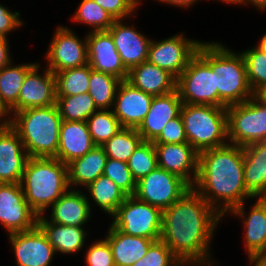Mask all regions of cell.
I'll use <instances>...</instances> for the list:
<instances>
[{
    "mask_svg": "<svg viewBox=\"0 0 266 266\" xmlns=\"http://www.w3.org/2000/svg\"><path fill=\"white\" fill-rule=\"evenodd\" d=\"M221 220L223 217L191 188L163 210L160 240L183 266L221 265L211 250Z\"/></svg>",
    "mask_w": 266,
    "mask_h": 266,
    "instance_id": "obj_1",
    "label": "cell"
},
{
    "mask_svg": "<svg viewBox=\"0 0 266 266\" xmlns=\"http://www.w3.org/2000/svg\"><path fill=\"white\" fill-rule=\"evenodd\" d=\"M243 147L226 144L198 153V175L192 187L223 218L255 197L244 183Z\"/></svg>",
    "mask_w": 266,
    "mask_h": 266,
    "instance_id": "obj_2",
    "label": "cell"
},
{
    "mask_svg": "<svg viewBox=\"0 0 266 266\" xmlns=\"http://www.w3.org/2000/svg\"><path fill=\"white\" fill-rule=\"evenodd\" d=\"M196 54L215 72L218 107L243 103L254 96L240 51L212 40L203 41Z\"/></svg>",
    "mask_w": 266,
    "mask_h": 266,
    "instance_id": "obj_3",
    "label": "cell"
},
{
    "mask_svg": "<svg viewBox=\"0 0 266 266\" xmlns=\"http://www.w3.org/2000/svg\"><path fill=\"white\" fill-rule=\"evenodd\" d=\"M20 184L31 209L44 215L70 189L67 164L57 158L29 157Z\"/></svg>",
    "mask_w": 266,
    "mask_h": 266,
    "instance_id": "obj_4",
    "label": "cell"
},
{
    "mask_svg": "<svg viewBox=\"0 0 266 266\" xmlns=\"http://www.w3.org/2000/svg\"><path fill=\"white\" fill-rule=\"evenodd\" d=\"M61 122L55 104L13 112L10 126L18 133L29 157L55 158Z\"/></svg>",
    "mask_w": 266,
    "mask_h": 266,
    "instance_id": "obj_5",
    "label": "cell"
},
{
    "mask_svg": "<svg viewBox=\"0 0 266 266\" xmlns=\"http://www.w3.org/2000/svg\"><path fill=\"white\" fill-rule=\"evenodd\" d=\"M180 115L188 143L198 153L229 143L226 107L183 103Z\"/></svg>",
    "mask_w": 266,
    "mask_h": 266,
    "instance_id": "obj_6",
    "label": "cell"
},
{
    "mask_svg": "<svg viewBox=\"0 0 266 266\" xmlns=\"http://www.w3.org/2000/svg\"><path fill=\"white\" fill-rule=\"evenodd\" d=\"M228 142L241 147L266 140V105L255 96L226 107Z\"/></svg>",
    "mask_w": 266,
    "mask_h": 266,
    "instance_id": "obj_7",
    "label": "cell"
},
{
    "mask_svg": "<svg viewBox=\"0 0 266 266\" xmlns=\"http://www.w3.org/2000/svg\"><path fill=\"white\" fill-rule=\"evenodd\" d=\"M110 224L124 234L160 240L163 211L135 196H127L111 217Z\"/></svg>",
    "mask_w": 266,
    "mask_h": 266,
    "instance_id": "obj_8",
    "label": "cell"
},
{
    "mask_svg": "<svg viewBox=\"0 0 266 266\" xmlns=\"http://www.w3.org/2000/svg\"><path fill=\"white\" fill-rule=\"evenodd\" d=\"M183 103L218 106L215 72L196 54L176 79Z\"/></svg>",
    "mask_w": 266,
    "mask_h": 266,
    "instance_id": "obj_9",
    "label": "cell"
},
{
    "mask_svg": "<svg viewBox=\"0 0 266 266\" xmlns=\"http://www.w3.org/2000/svg\"><path fill=\"white\" fill-rule=\"evenodd\" d=\"M187 36L178 32L159 41L151 39L147 61L167 70L177 79L203 42V40L193 39V37L191 39Z\"/></svg>",
    "mask_w": 266,
    "mask_h": 266,
    "instance_id": "obj_10",
    "label": "cell"
},
{
    "mask_svg": "<svg viewBox=\"0 0 266 266\" xmlns=\"http://www.w3.org/2000/svg\"><path fill=\"white\" fill-rule=\"evenodd\" d=\"M52 36L44 59L54 74L88 64L86 34L81 38L75 30L60 24Z\"/></svg>",
    "mask_w": 266,
    "mask_h": 266,
    "instance_id": "obj_11",
    "label": "cell"
},
{
    "mask_svg": "<svg viewBox=\"0 0 266 266\" xmlns=\"http://www.w3.org/2000/svg\"><path fill=\"white\" fill-rule=\"evenodd\" d=\"M191 187L180 177L157 167L136 182L134 196L162 211L179 200Z\"/></svg>",
    "mask_w": 266,
    "mask_h": 266,
    "instance_id": "obj_12",
    "label": "cell"
},
{
    "mask_svg": "<svg viewBox=\"0 0 266 266\" xmlns=\"http://www.w3.org/2000/svg\"><path fill=\"white\" fill-rule=\"evenodd\" d=\"M246 202L232 209L228 215L240 219L243 226L242 244L248 259L266 257V197H255L250 211L246 212Z\"/></svg>",
    "mask_w": 266,
    "mask_h": 266,
    "instance_id": "obj_13",
    "label": "cell"
},
{
    "mask_svg": "<svg viewBox=\"0 0 266 266\" xmlns=\"http://www.w3.org/2000/svg\"><path fill=\"white\" fill-rule=\"evenodd\" d=\"M37 218L20 183H0V224L7 235L32 230L37 226Z\"/></svg>",
    "mask_w": 266,
    "mask_h": 266,
    "instance_id": "obj_14",
    "label": "cell"
},
{
    "mask_svg": "<svg viewBox=\"0 0 266 266\" xmlns=\"http://www.w3.org/2000/svg\"><path fill=\"white\" fill-rule=\"evenodd\" d=\"M38 62L25 76L20 89L17 104L9 111L13 112L28 108L48 107L56 104V76L46 66L41 68ZM43 69V70H42Z\"/></svg>",
    "mask_w": 266,
    "mask_h": 266,
    "instance_id": "obj_15",
    "label": "cell"
},
{
    "mask_svg": "<svg viewBox=\"0 0 266 266\" xmlns=\"http://www.w3.org/2000/svg\"><path fill=\"white\" fill-rule=\"evenodd\" d=\"M16 266H51L57 255L43 231L32 230L7 235Z\"/></svg>",
    "mask_w": 266,
    "mask_h": 266,
    "instance_id": "obj_16",
    "label": "cell"
},
{
    "mask_svg": "<svg viewBox=\"0 0 266 266\" xmlns=\"http://www.w3.org/2000/svg\"><path fill=\"white\" fill-rule=\"evenodd\" d=\"M86 42L88 64L92 70L127 80L129 70L124 66L108 31L88 32Z\"/></svg>",
    "mask_w": 266,
    "mask_h": 266,
    "instance_id": "obj_17",
    "label": "cell"
},
{
    "mask_svg": "<svg viewBox=\"0 0 266 266\" xmlns=\"http://www.w3.org/2000/svg\"><path fill=\"white\" fill-rule=\"evenodd\" d=\"M158 167L165 169L191 188L198 175V152L189 143H154Z\"/></svg>",
    "mask_w": 266,
    "mask_h": 266,
    "instance_id": "obj_18",
    "label": "cell"
},
{
    "mask_svg": "<svg viewBox=\"0 0 266 266\" xmlns=\"http://www.w3.org/2000/svg\"><path fill=\"white\" fill-rule=\"evenodd\" d=\"M124 21L127 20H115L107 31L113 38L124 66L130 70L148 59L151 38L136 30L134 23L129 25Z\"/></svg>",
    "mask_w": 266,
    "mask_h": 266,
    "instance_id": "obj_19",
    "label": "cell"
},
{
    "mask_svg": "<svg viewBox=\"0 0 266 266\" xmlns=\"http://www.w3.org/2000/svg\"><path fill=\"white\" fill-rule=\"evenodd\" d=\"M152 99L153 95L122 80L117 88L112 110L122 127L136 129L147 115Z\"/></svg>",
    "mask_w": 266,
    "mask_h": 266,
    "instance_id": "obj_20",
    "label": "cell"
},
{
    "mask_svg": "<svg viewBox=\"0 0 266 266\" xmlns=\"http://www.w3.org/2000/svg\"><path fill=\"white\" fill-rule=\"evenodd\" d=\"M29 159L18 133L0 128V183H20Z\"/></svg>",
    "mask_w": 266,
    "mask_h": 266,
    "instance_id": "obj_21",
    "label": "cell"
},
{
    "mask_svg": "<svg viewBox=\"0 0 266 266\" xmlns=\"http://www.w3.org/2000/svg\"><path fill=\"white\" fill-rule=\"evenodd\" d=\"M182 105L177 89L164 95L153 96L147 115L136 128L143 141L153 142L165 124L180 115Z\"/></svg>",
    "mask_w": 266,
    "mask_h": 266,
    "instance_id": "obj_22",
    "label": "cell"
},
{
    "mask_svg": "<svg viewBox=\"0 0 266 266\" xmlns=\"http://www.w3.org/2000/svg\"><path fill=\"white\" fill-rule=\"evenodd\" d=\"M92 214L84 191L69 189L52 204L44 215H49L47 219L53 223L85 227L87 223L91 222Z\"/></svg>",
    "mask_w": 266,
    "mask_h": 266,
    "instance_id": "obj_23",
    "label": "cell"
},
{
    "mask_svg": "<svg viewBox=\"0 0 266 266\" xmlns=\"http://www.w3.org/2000/svg\"><path fill=\"white\" fill-rule=\"evenodd\" d=\"M37 226L46 235L56 254H79L85 249L89 241L87 240V238L89 239L88 228L86 230V227H73L53 223L45 215L38 216Z\"/></svg>",
    "mask_w": 266,
    "mask_h": 266,
    "instance_id": "obj_24",
    "label": "cell"
},
{
    "mask_svg": "<svg viewBox=\"0 0 266 266\" xmlns=\"http://www.w3.org/2000/svg\"><path fill=\"white\" fill-rule=\"evenodd\" d=\"M94 146L86 121L62 120L55 158L68 164L72 160L84 156Z\"/></svg>",
    "mask_w": 266,
    "mask_h": 266,
    "instance_id": "obj_25",
    "label": "cell"
},
{
    "mask_svg": "<svg viewBox=\"0 0 266 266\" xmlns=\"http://www.w3.org/2000/svg\"><path fill=\"white\" fill-rule=\"evenodd\" d=\"M127 81L153 96L164 95L176 89V78L147 60L129 70Z\"/></svg>",
    "mask_w": 266,
    "mask_h": 266,
    "instance_id": "obj_26",
    "label": "cell"
},
{
    "mask_svg": "<svg viewBox=\"0 0 266 266\" xmlns=\"http://www.w3.org/2000/svg\"><path fill=\"white\" fill-rule=\"evenodd\" d=\"M107 229L104 238L111 247L115 266H132L147 254L155 242L153 239L124 234L112 224Z\"/></svg>",
    "mask_w": 266,
    "mask_h": 266,
    "instance_id": "obj_27",
    "label": "cell"
},
{
    "mask_svg": "<svg viewBox=\"0 0 266 266\" xmlns=\"http://www.w3.org/2000/svg\"><path fill=\"white\" fill-rule=\"evenodd\" d=\"M108 157L102 146L95 145L84 156L67 164L70 189L83 190L103 174ZM77 187V188H76ZM82 187V188H81Z\"/></svg>",
    "mask_w": 266,
    "mask_h": 266,
    "instance_id": "obj_28",
    "label": "cell"
},
{
    "mask_svg": "<svg viewBox=\"0 0 266 266\" xmlns=\"http://www.w3.org/2000/svg\"><path fill=\"white\" fill-rule=\"evenodd\" d=\"M244 183L254 197H266V140L243 147Z\"/></svg>",
    "mask_w": 266,
    "mask_h": 266,
    "instance_id": "obj_29",
    "label": "cell"
},
{
    "mask_svg": "<svg viewBox=\"0 0 266 266\" xmlns=\"http://www.w3.org/2000/svg\"><path fill=\"white\" fill-rule=\"evenodd\" d=\"M83 190L92 213L95 207H99L98 209L109 217L116 213L118 207L127 197L114 181L103 174Z\"/></svg>",
    "mask_w": 266,
    "mask_h": 266,
    "instance_id": "obj_30",
    "label": "cell"
},
{
    "mask_svg": "<svg viewBox=\"0 0 266 266\" xmlns=\"http://www.w3.org/2000/svg\"><path fill=\"white\" fill-rule=\"evenodd\" d=\"M38 62L18 63L14 60L0 70V101L10 111L18 102V96L26 74Z\"/></svg>",
    "mask_w": 266,
    "mask_h": 266,
    "instance_id": "obj_31",
    "label": "cell"
},
{
    "mask_svg": "<svg viewBox=\"0 0 266 266\" xmlns=\"http://www.w3.org/2000/svg\"><path fill=\"white\" fill-rule=\"evenodd\" d=\"M121 81L108 73L94 70L90 72L88 93L97 109L111 110L113 108L117 88Z\"/></svg>",
    "mask_w": 266,
    "mask_h": 266,
    "instance_id": "obj_32",
    "label": "cell"
},
{
    "mask_svg": "<svg viewBox=\"0 0 266 266\" xmlns=\"http://www.w3.org/2000/svg\"><path fill=\"white\" fill-rule=\"evenodd\" d=\"M70 20L74 23L89 26V31H107L114 23L111 15L94 0H80Z\"/></svg>",
    "mask_w": 266,
    "mask_h": 266,
    "instance_id": "obj_33",
    "label": "cell"
},
{
    "mask_svg": "<svg viewBox=\"0 0 266 266\" xmlns=\"http://www.w3.org/2000/svg\"><path fill=\"white\" fill-rule=\"evenodd\" d=\"M56 105L64 121H87L98 110L88 92L73 96H57Z\"/></svg>",
    "mask_w": 266,
    "mask_h": 266,
    "instance_id": "obj_34",
    "label": "cell"
},
{
    "mask_svg": "<svg viewBox=\"0 0 266 266\" xmlns=\"http://www.w3.org/2000/svg\"><path fill=\"white\" fill-rule=\"evenodd\" d=\"M92 68L89 64L56 72L57 96H73L87 93Z\"/></svg>",
    "mask_w": 266,
    "mask_h": 266,
    "instance_id": "obj_35",
    "label": "cell"
},
{
    "mask_svg": "<svg viewBox=\"0 0 266 266\" xmlns=\"http://www.w3.org/2000/svg\"><path fill=\"white\" fill-rule=\"evenodd\" d=\"M143 141L135 128L120 129L102 147L106 156L127 163L137 146Z\"/></svg>",
    "mask_w": 266,
    "mask_h": 266,
    "instance_id": "obj_36",
    "label": "cell"
},
{
    "mask_svg": "<svg viewBox=\"0 0 266 266\" xmlns=\"http://www.w3.org/2000/svg\"><path fill=\"white\" fill-rule=\"evenodd\" d=\"M86 122L92 141L98 146H102L123 128L112 109H98L87 119Z\"/></svg>",
    "mask_w": 266,
    "mask_h": 266,
    "instance_id": "obj_37",
    "label": "cell"
},
{
    "mask_svg": "<svg viewBox=\"0 0 266 266\" xmlns=\"http://www.w3.org/2000/svg\"><path fill=\"white\" fill-rule=\"evenodd\" d=\"M133 179L137 182L158 167L153 142L142 141L127 161Z\"/></svg>",
    "mask_w": 266,
    "mask_h": 266,
    "instance_id": "obj_38",
    "label": "cell"
},
{
    "mask_svg": "<svg viewBox=\"0 0 266 266\" xmlns=\"http://www.w3.org/2000/svg\"><path fill=\"white\" fill-rule=\"evenodd\" d=\"M253 46L240 52L244 57L250 87L255 93L266 85V53Z\"/></svg>",
    "mask_w": 266,
    "mask_h": 266,
    "instance_id": "obj_39",
    "label": "cell"
},
{
    "mask_svg": "<svg viewBox=\"0 0 266 266\" xmlns=\"http://www.w3.org/2000/svg\"><path fill=\"white\" fill-rule=\"evenodd\" d=\"M103 175L114 181L127 196H134L136 181L133 179L127 163L108 158Z\"/></svg>",
    "mask_w": 266,
    "mask_h": 266,
    "instance_id": "obj_40",
    "label": "cell"
},
{
    "mask_svg": "<svg viewBox=\"0 0 266 266\" xmlns=\"http://www.w3.org/2000/svg\"><path fill=\"white\" fill-rule=\"evenodd\" d=\"M132 266H183L172 251L161 240L155 241L147 254Z\"/></svg>",
    "mask_w": 266,
    "mask_h": 266,
    "instance_id": "obj_41",
    "label": "cell"
},
{
    "mask_svg": "<svg viewBox=\"0 0 266 266\" xmlns=\"http://www.w3.org/2000/svg\"><path fill=\"white\" fill-rule=\"evenodd\" d=\"M92 242V243H91ZM88 247L86 246V253H84V264L86 266H115L112 250L108 241L103 238H97L91 241Z\"/></svg>",
    "mask_w": 266,
    "mask_h": 266,
    "instance_id": "obj_42",
    "label": "cell"
},
{
    "mask_svg": "<svg viewBox=\"0 0 266 266\" xmlns=\"http://www.w3.org/2000/svg\"><path fill=\"white\" fill-rule=\"evenodd\" d=\"M99 6L107 11L114 20L134 21L140 3L137 0H94ZM136 11V12H135ZM135 14V15H134Z\"/></svg>",
    "mask_w": 266,
    "mask_h": 266,
    "instance_id": "obj_43",
    "label": "cell"
},
{
    "mask_svg": "<svg viewBox=\"0 0 266 266\" xmlns=\"http://www.w3.org/2000/svg\"><path fill=\"white\" fill-rule=\"evenodd\" d=\"M153 143H188L181 115L168 121Z\"/></svg>",
    "mask_w": 266,
    "mask_h": 266,
    "instance_id": "obj_44",
    "label": "cell"
},
{
    "mask_svg": "<svg viewBox=\"0 0 266 266\" xmlns=\"http://www.w3.org/2000/svg\"><path fill=\"white\" fill-rule=\"evenodd\" d=\"M21 12L13 11L0 2V37L9 38L8 36L24 25L21 19Z\"/></svg>",
    "mask_w": 266,
    "mask_h": 266,
    "instance_id": "obj_45",
    "label": "cell"
},
{
    "mask_svg": "<svg viewBox=\"0 0 266 266\" xmlns=\"http://www.w3.org/2000/svg\"><path fill=\"white\" fill-rule=\"evenodd\" d=\"M9 38L0 37V70L9 65L13 60L10 52Z\"/></svg>",
    "mask_w": 266,
    "mask_h": 266,
    "instance_id": "obj_46",
    "label": "cell"
},
{
    "mask_svg": "<svg viewBox=\"0 0 266 266\" xmlns=\"http://www.w3.org/2000/svg\"><path fill=\"white\" fill-rule=\"evenodd\" d=\"M157 1L158 3H163V5L165 4H168L170 6H175L176 8H183L184 10L185 9H189L192 7H194V5H196L197 3H199V1L201 0H155Z\"/></svg>",
    "mask_w": 266,
    "mask_h": 266,
    "instance_id": "obj_47",
    "label": "cell"
},
{
    "mask_svg": "<svg viewBox=\"0 0 266 266\" xmlns=\"http://www.w3.org/2000/svg\"><path fill=\"white\" fill-rule=\"evenodd\" d=\"M249 5H251V7L253 6V9L256 8L255 10L261 13L266 10V0H238L236 6L249 7Z\"/></svg>",
    "mask_w": 266,
    "mask_h": 266,
    "instance_id": "obj_48",
    "label": "cell"
},
{
    "mask_svg": "<svg viewBox=\"0 0 266 266\" xmlns=\"http://www.w3.org/2000/svg\"><path fill=\"white\" fill-rule=\"evenodd\" d=\"M11 114L7 108L0 101V128H5L10 126Z\"/></svg>",
    "mask_w": 266,
    "mask_h": 266,
    "instance_id": "obj_49",
    "label": "cell"
},
{
    "mask_svg": "<svg viewBox=\"0 0 266 266\" xmlns=\"http://www.w3.org/2000/svg\"><path fill=\"white\" fill-rule=\"evenodd\" d=\"M254 96L264 105H266V85L257 90Z\"/></svg>",
    "mask_w": 266,
    "mask_h": 266,
    "instance_id": "obj_50",
    "label": "cell"
},
{
    "mask_svg": "<svg viewBox=\"0 0 266 266\" xmlns=\"http://www.w3.org/2000/svg\"><path fill=\"white\" fill-rule=\"evenodd\" d=\"M257 45H255L258 49L266 53V32L262 34V37L258 39Z\"/></svg>",
    "mask_w": 266,
    "mask_h": 266,
    "instance_id": "obj_51",
    "label": "cell"
},
{
    "mask_svg": "<svg viewBox=\"0 0 266 266\" xmlns=\"http://www.w3.org/2000/svg\"><path fill=\"white\" fill-rule=\"evenodd\" d=\"M250 263V266H266V262L260 258V259H247Z\"/></svg>",
    "mask_w": 266,
    "mask_h": 266,
    "instance_id": "obj_52",
    "label": "cell"
},
{
    "mask_svg": "<svg viewBox=\"0 0 266 266\" xmlns=\"http://www.w3.org/2000/svg\"><path fill=\"white\" fill-rule=\"evenodd\" d=\"M201 1H202V0H201ZM204 1H206V0H204ZM207 1L210 2V0H207ZM214 1H219V2H221V3H225V4L235 5V6H236L238 0H214Z\"/></svg>",
    "mask_w": 266,
    "mask_h": 266,
    "instance_id": "obj_53",
    "label": "cell"
},
{
    "mask_svg": "<svg viewBox=\"0 0 266 266\" xmlns=\"http://www.w3.org/2000/svg\"><path fill=\"white\" fill-rule=\"evenodd\" d=\"M137 1H138L140 4H142V2L145 1V0H137Z\"/></svg>",
    "mask_w": 266,
    "mask_h": 266,
    "instance_id": "obj_54",
    "label": "cell"
}]
</instances>
